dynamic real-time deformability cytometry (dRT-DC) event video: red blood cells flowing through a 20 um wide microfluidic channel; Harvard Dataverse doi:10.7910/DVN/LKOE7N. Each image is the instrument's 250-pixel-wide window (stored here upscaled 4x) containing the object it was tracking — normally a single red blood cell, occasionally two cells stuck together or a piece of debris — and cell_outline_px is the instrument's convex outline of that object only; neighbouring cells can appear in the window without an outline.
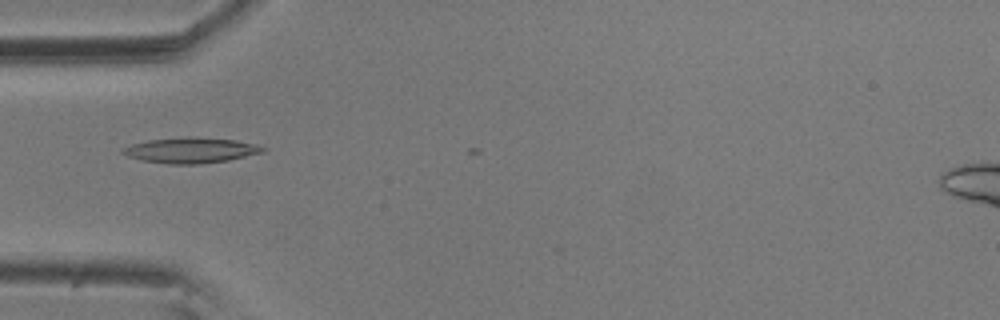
{"species": "common noctule bat (a hibernating species)", "species_latin": "Nyctalus noctula", "temperature_condition": "room temperature", "stored_images_in_passage": 3, "camera_frame_rate_fps": 3000, "um_per_image_px": 0.085, "animal": {"sex": "male", "body_mass_g": 20.5, "forearm_length_mm": 52.5}, "frame": {"image": 1, "passage_image": 2, "time_ms": 0.333, "image_size_px": [1000, 320], "cell_outline_px": [[268, 148], [264, 152], [228, 160], [200, 164], [168, 164], [140, 160], [128, 156], [120, 152], [120, 148], [132, 144], [148, 140], [188, 136], [192, 136], [236, 140], [256, 144]], "centroid_in_image_um": [16.21, 12.77], "position_along_channel_um": 68.8, "area_um2": 21.04}}